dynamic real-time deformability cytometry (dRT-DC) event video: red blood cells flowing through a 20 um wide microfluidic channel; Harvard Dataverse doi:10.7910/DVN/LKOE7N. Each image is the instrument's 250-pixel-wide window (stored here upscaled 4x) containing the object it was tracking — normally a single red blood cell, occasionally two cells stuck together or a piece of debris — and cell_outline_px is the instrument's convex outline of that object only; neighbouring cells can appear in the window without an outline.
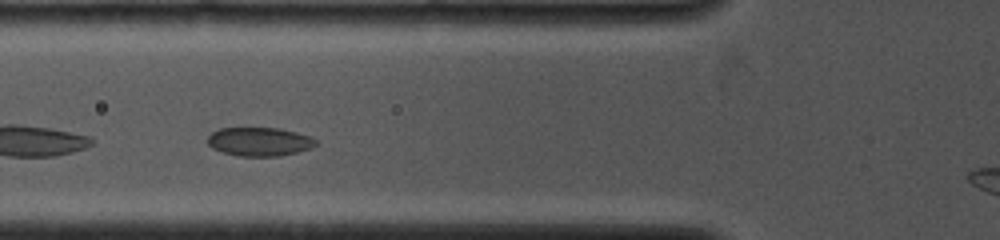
{"species": "common noctule bat (a hibernating species)", "species_latin": "Nyctalus noctula", "temperature_condition": "cold", "stored_images_in_passage": 29, "camera_frame_rate_fps": 4000, "um_per_image_px": 0.085, "animal": {"sex": "female", "body_mass_g": 19.0, "forearm_length_mm": 53.3}, "frame": {"image": 1, "passage_image": 5, "time_ms": 1.25, "image_size_px": [1000, 240], "cell_outline_px": [[316, 144], [312, 148], [280, 156], [236, 156], [212, 148], [208, 144], [208, 136], [212, 132], [220, 128], [280, 128], [312, 136], [316, 140]], "centroid_in_image_um": [22.06, 12.04], "position_along_channel_um": 103.7, "area_um2": 18.15}}
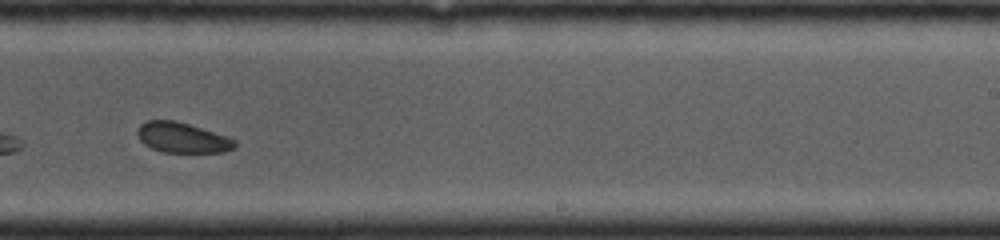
{"frame": {"image": 2, "passage_image": 14, "time_ms": 5.25, "image_size_px": [1000, 240], "cell_outline_px": [[236, 148], [224, 152], [164, 152], [152, 148], [144, 144], [140, 140], [136, 132], [140, 124], [148, 120], [176, 120], [228, 136], [236, 140]], "centroid_in_image_um": [15.51, 11.69], "position_along_channel_um": 273.5, "area_um2": 17.28}}